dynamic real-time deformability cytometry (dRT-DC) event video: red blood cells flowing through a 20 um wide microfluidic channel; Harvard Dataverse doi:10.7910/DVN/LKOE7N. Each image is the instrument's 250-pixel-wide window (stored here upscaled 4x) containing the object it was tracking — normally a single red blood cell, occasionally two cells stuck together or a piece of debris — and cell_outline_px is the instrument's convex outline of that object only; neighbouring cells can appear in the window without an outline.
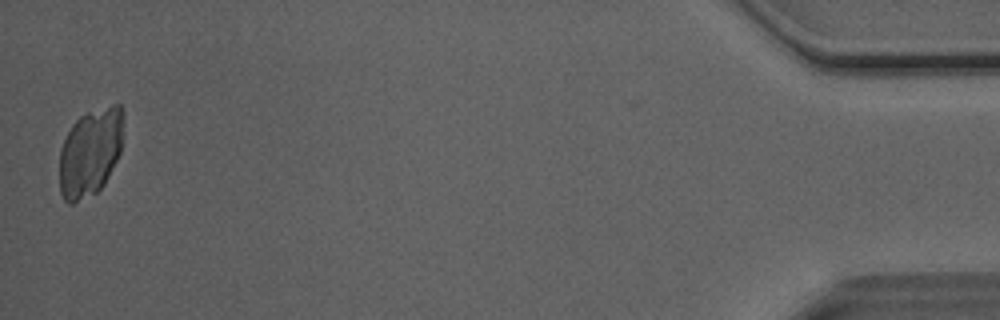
{"species": "Egyptian fruit bat (a non-hibernating species)", "species_latin": "Rousettus aegyptiacus", "temperature_condition": "room temperature", "stored_images_in_passage": 51, "camera_frame_rate_fps": 3000, "um_per_image_px": 0.085, "animal": {"sex": "male"}, "frame": {"image": 1, "passage_image": 50, "time_ms": 16.333, "image_size_px": [1000, 320], "cell_outline_px": [[124, 120], [120, 152], [104, 184], [96, 192], [72, 204], [68, 204], [64, 200], [60, 192], [60, 148], [72, 124], [80, 116], [88, 112], [112, 104], [120, 104], [124, 112]], "centroid_in_image_um": [7.68, 12.93], "position_along_channel_um": 427.5, "area_um2": 32.77}}